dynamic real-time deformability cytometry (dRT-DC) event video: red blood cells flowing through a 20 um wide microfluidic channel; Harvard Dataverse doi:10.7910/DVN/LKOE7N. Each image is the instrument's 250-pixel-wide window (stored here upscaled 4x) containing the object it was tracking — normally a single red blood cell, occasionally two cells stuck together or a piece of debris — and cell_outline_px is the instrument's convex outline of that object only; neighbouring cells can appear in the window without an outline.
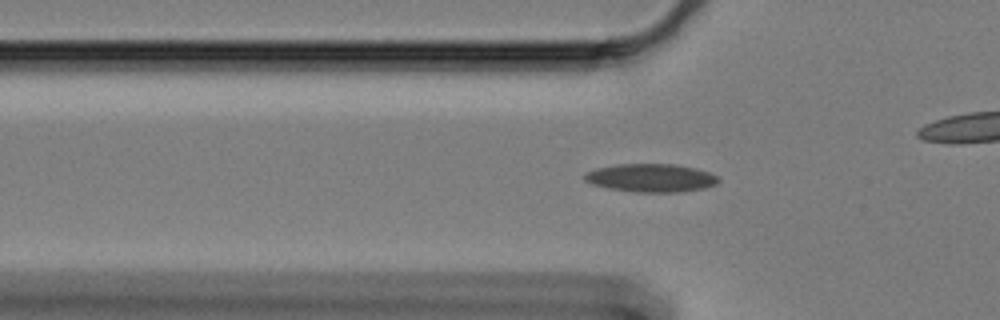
{"species": "Egyptian fruit bat (a non-hibernating species)", "species_latin": "Rousettus aegyptiacus", "temperature_condition": "cold", "stored_images_in_passage": 53, "camera_frame_rate_fps": 3000, "um_per_image_px": 0.085, "animal": {"sex": "female"}, "frame": {"image": 1, "passage_image": 11, "time_ms": 3.333, "image_size_px": [1000, 320], "cell_outline_px": [[720, 180], [716, 184], [704, 188], [684, 192], [636, 192], [608, 188], [592, 184], [584, 180], [584, 176], [588, 172], [596, 168], [620, 164], [676, 164], [696, 168], [720, 176]], "centroid_in_image_um": [55.38, 15.12], "position_along_channel_um": 70.4, "area_um2": 22.08}}
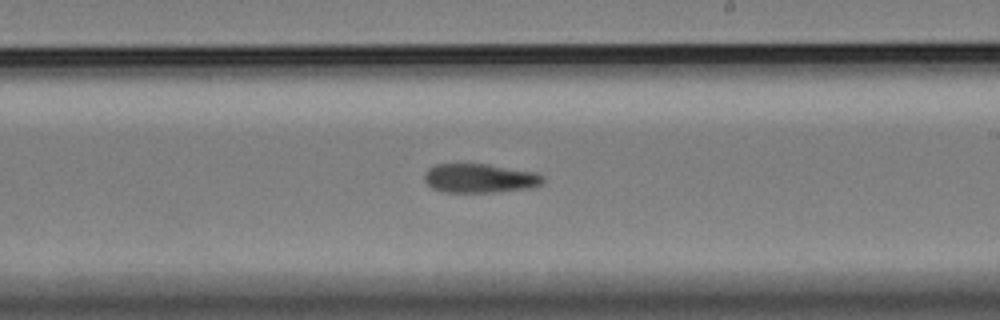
{"frame": {"image": 2, "passage_image": 27, "time_ms": 8.667, "image_size_px": [1000, 320], "cell_outline_px": [[544, 180], [540, 184], [532, 188], [496, 192], [444, 192], [432, 188], [424, 180], [424, 172], [428, 168], [436, 164], [488, 164], [536, 172], [544, 176]], "centroid_in_image_um": [40.78, 15.15], "position_along_channel_um": 248.2, "area_um2": 20.23}}
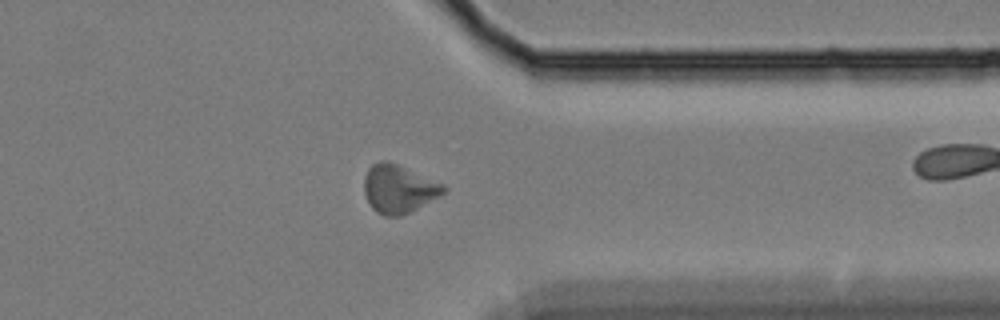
{"frame": {"image": 3, "passage_image": 39, "time_ms": 12.667, "image_size_px": [1000, 320], "cell_outline_px": [[448, 188], [444, 192], [416, 208], [400, 216], [384, 216], [376, 212], [372, 208], [364, 192], [364, 176], [368, 168], [372, 164], [380, 160], [388, 160], [444, 184]], "centroid_in_image_um": [33.84, 16.03], "position_along_channel_um": 377.6, "area_um2": 22.08}, "authors_computed_cell_mechanics": {"area_um2": 21.2126, "velocity_mm_per_s": 3.326, "shape_relaxation_time_tau1_ms": 8.2924, "shape_relaxation_time_tau2_ms": 10.2482, "deformation_change_tau1": 0.139, "deformation_change_tau2": 0.1765}}